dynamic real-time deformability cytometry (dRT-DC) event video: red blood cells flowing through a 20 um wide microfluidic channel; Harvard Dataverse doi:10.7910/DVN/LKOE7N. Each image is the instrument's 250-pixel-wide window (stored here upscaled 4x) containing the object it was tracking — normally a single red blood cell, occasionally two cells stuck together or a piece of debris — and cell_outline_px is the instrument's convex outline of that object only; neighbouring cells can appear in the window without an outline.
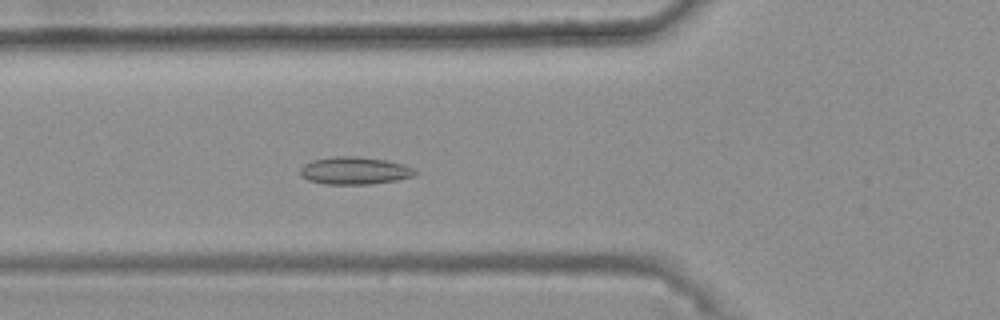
{"species": "common noctule bat (a hibernating species)", "species_latin": "Nyctalus noctula", "temperature_condition": "warm", "stored_images_in_passage": 34, "camera_frame_rate_fps": 3000, "um_per_image_px": 0.085, "animal": {"sex": "female", "body_mass_g": 25.1}, "frame": {"image": 1, "passage_image": 7, "time_ms": 2.0, "image_size_px": [1000, 320], "cell_outline_px": [[420, 172], [412, 176], [396, 180], [372, 184], [324, 184], [308, 180], [300, 176], [300, 168], [304, 164], [312, 160], [332, 156], [360, 156], [384, 160], [404, 164], [416, 168]], "centroid_in_image_um": [30.15, 14.5], "position_along_channel_um": 95.7, "area_um2": 18.67}}
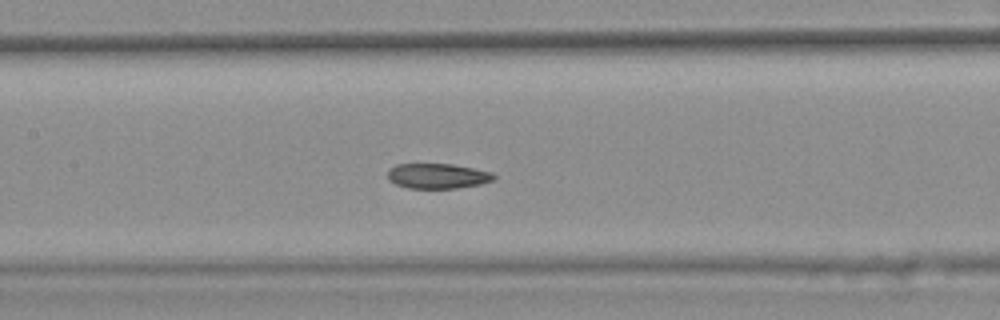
{"frame": {"image": 2, "passage_image": 13, "time_ms": 4.0, "image_size_px": [1000, 320], "cell_outline_px": [[496, 180], [480, 184], [456, 188], [408, 188], [396, 184], [388, 180], [388, 172], [396, 164], [452, 164], [492, 172], [496, 176]], "centroid_in_image_um": [37.22, 14.96], "position_along_channel_um": 170.2, "area_um2": 15.49}}
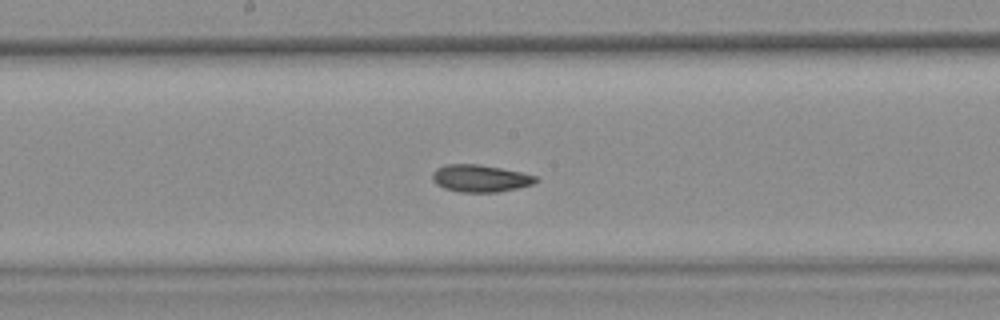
{"frame": {"image": 3, "passage_image": 16, "time_ms": 5.0, "image_size_px": [1000, 320], "cell_outline_px": [[540, 180], [532, 184], [516, 188], [496, 192], [460, 192], [444, 188], [436, 184], [432, 180], [432, 172], [436, 168], [444, 164], [480, 164], [524, 172], [536, 176]], "centroid_in_image_um": [40.81, 15.14], "position_along_channel_um": 207.4, "area_um2": 16.59}, "authors_computed_cell_mechanics": {"area_um2": 16.5597, "velocity_mm_per_s": 3.7265, "shape_relaxation_time_tau1_ms": null, "shape_relaxation_time_tau2_ms": 2.3924, "deformation_change_tau1": null, "deformation_change_tau2": 0.0502}}